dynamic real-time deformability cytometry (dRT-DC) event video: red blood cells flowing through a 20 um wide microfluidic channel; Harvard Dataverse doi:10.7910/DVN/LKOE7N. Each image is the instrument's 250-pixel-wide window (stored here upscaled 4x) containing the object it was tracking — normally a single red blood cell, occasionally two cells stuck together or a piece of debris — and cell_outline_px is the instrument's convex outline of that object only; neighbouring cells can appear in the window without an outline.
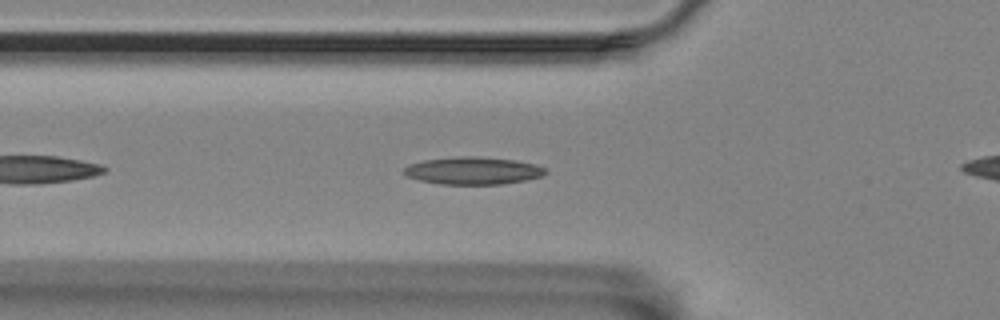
{"species": "Egyptian fruit bat (a non-hibernating species)", "species_latin": "Rousettus aegyptiacus", "temperature_condition": "room temperature", "stored_images_in_passage": 46, "camera_frame_rate_fps": 3000, "um_per_image_px": 0.085, "animal": {"sex": "female"}, "frame": {"image": 1, "passage_image": 7, "time_ms": 2.0, "image_size_px": [1000, 320], "cell_outline_px": [[548, 172], [540, 176], [524, 180], [500, 184], [440, 184], [420, 180], [408, 176], [404, 172], [404, 168], [408, 164], [424, 160], [460, 156], [472, 156], [512, 160], [536, 164], [544, 168]], "centroid_in_image_um": [40.18, 14.5], "position_along_channel_um": 85.6, "area_um2": 22.31}}
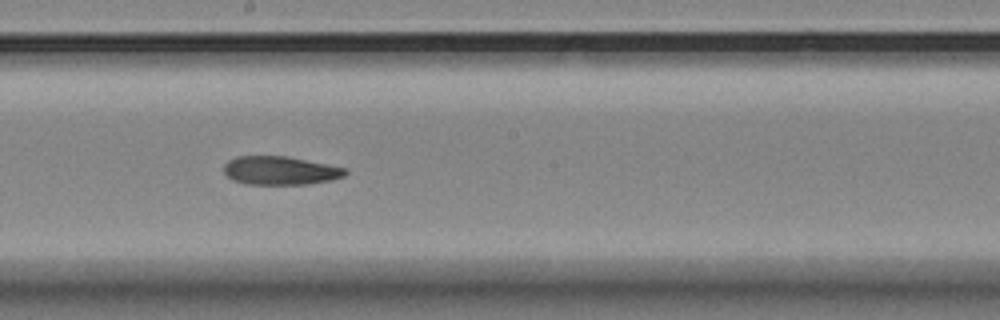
{"frame": {"image": 2, "passage_image": 19, "time_ms": 6.0, "image_size_px": [1000, 320], "cell_outline_px": [[348, 172], [344, 176], [332, 180], [308, 184], [244, 184], [232, 180], [224, 172], [224, 164], [228, 160], [236, 156], [284, 156], [348, 168]], "centroid_in_image_um": [23.81, 14.5], "position_along_channel_um": 224.4, "area_um2": 20.23}}
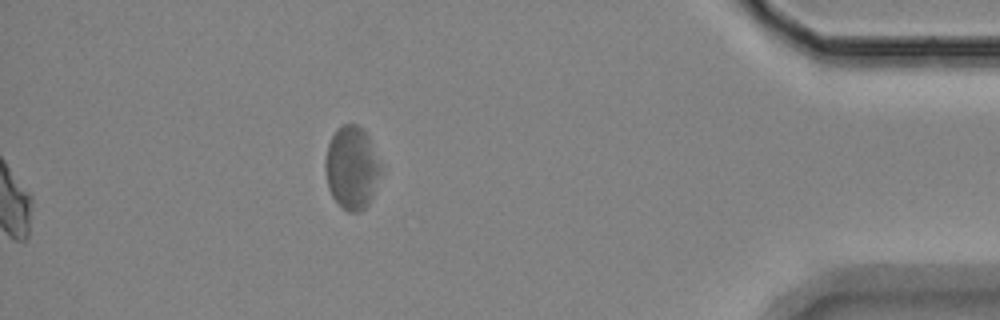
{"frame": {"image": 3, "passage_image": 46, "time_ms": 15.0, "image_size_px": [1000, 320], "cell_outline_px": [[384, 168], [372, 196], [368, 204], [364, 208], [356, 212], [348, 212], [332, 196], [328, 188], [324, 168], [324, 164], [328, 144], [336, 128], [344, 124], [356, 124], [364, 128]], "centroid_in_image_um": [29.92, 14.23], "position_along_channel_um": 405.3, "area_um2": 27.17}}